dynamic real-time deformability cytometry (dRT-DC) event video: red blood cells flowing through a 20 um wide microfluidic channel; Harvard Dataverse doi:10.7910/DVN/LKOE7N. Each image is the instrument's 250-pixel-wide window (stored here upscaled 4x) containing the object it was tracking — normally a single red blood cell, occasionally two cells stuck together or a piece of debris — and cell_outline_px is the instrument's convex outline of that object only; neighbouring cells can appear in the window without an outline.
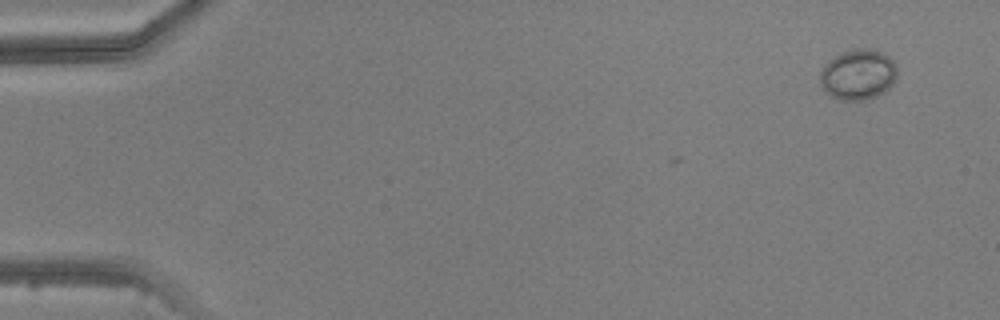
{"species": "common noctule bat (a hibernating species)", "species_latin": "Nyctalus noctula", "temperature_condition": "warm", "stored_images_in_passage": 4, "camera_frame_rate_fps": 3000, "um_per_image_px": 0.085, "animal": {"sex": "male", "body_mass_g": 20.5, "forearm_length_mm": 52.5}, "frame": {"image": 1, "passage_image": 1, "time_ms": 0.0, "image_size_px": [1000, 320], "cell_outline_px": [[896, 80], [884, 92], [876, 96], [864, 100], [840, 100], [832, 96], [824, 88], [820, 80], [820, 72], [824, 64], [828, 60], [852, 48], [868, 48], [884, 52], [896, 64]], "centroid_in_image_um": [72.96, 6.32], "position_along_channel_um": 12.0, "area_um2": 22.66}}